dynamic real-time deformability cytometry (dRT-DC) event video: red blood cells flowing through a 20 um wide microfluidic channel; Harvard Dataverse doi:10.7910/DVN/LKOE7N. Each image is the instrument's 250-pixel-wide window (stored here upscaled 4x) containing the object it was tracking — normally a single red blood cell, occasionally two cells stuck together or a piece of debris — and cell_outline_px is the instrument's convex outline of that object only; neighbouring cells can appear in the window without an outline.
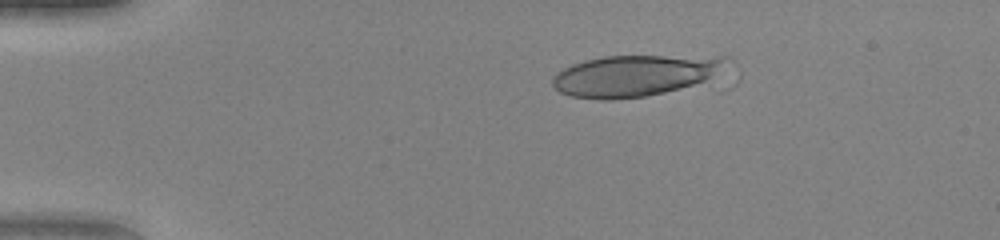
{"species": "human", "species_latin": "Homo sapiens", "temperature_condition": "warm", "stored_images_in_passage": 11, "camera_frame_rate_fps": 3000, "um_per_image_px": 0.085, "donor": {"sex": "female"}, "frame": {"image": 1, "passage_image": 1, "time_ms": 0.0, "image_size_px": [1000, 240], "cell_outline_px": [[732, 60], [704, 80], [692, 84], [664, 92], [644, 96], [612, 100], [600, 100], [572, 96], [560, 92], [552, 84], [552, 76], [556, 72], [572, 64], [604, 56], [728, 56]], "centroid_in_image_um": [53.9, 6.41], "position_along_channel_um": 31.1, "area_um2": 41.33}}
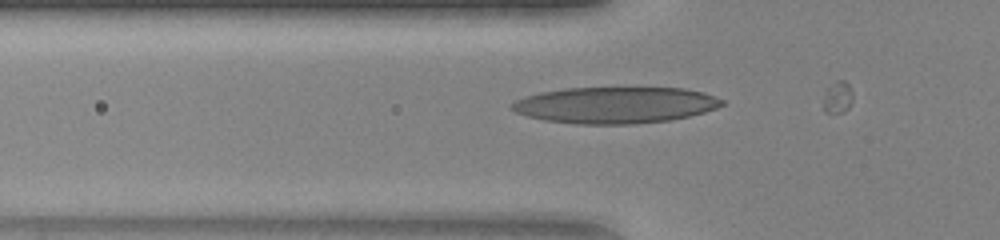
{"frame": {"image": 2, "passage_image": 9, "time_ms": 2.667, "image_size_px": [1000, 240], "cell_outline_px": [[724, 104], [716, 108], [704, 112], [672, 120], [636, 124], [576, 124], [544, 120], [528, 116], [516, 112], [508, 108], [508, 104], [524, 96], [540, 92], [564, 88], [684, 88], [704, 92], [724, 100]], "centroid_in_image_um": [52.27, 8.93], "position_along_channel_um": 73.5, "area_um2": 44.85}}